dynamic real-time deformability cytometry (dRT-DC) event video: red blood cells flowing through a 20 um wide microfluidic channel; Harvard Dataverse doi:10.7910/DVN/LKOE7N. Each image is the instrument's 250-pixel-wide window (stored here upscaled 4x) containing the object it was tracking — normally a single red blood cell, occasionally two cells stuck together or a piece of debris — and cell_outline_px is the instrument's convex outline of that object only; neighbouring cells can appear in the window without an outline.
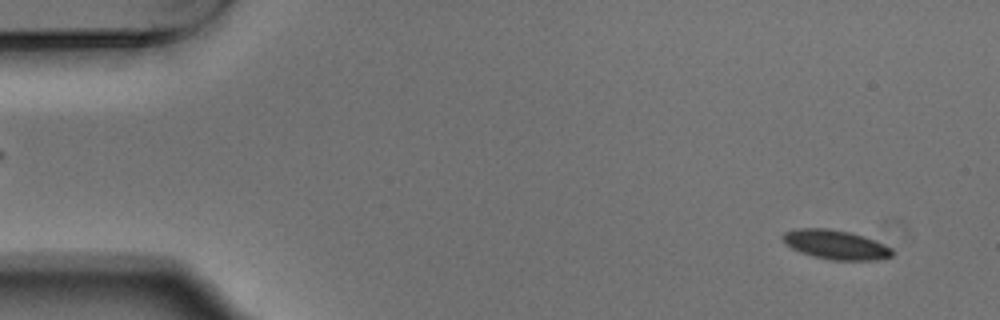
{"species": "Egyptian fruit bat (a non-hibernating species)", "species_latin": "Rousettus aegyptiacus", "temperature_condition": "warm", "stored_images_in_passage": 54, "camera_frame_rate_fps": 3000, "um_per_image_px": 0.085, "animal": {"sex": "male"}, "frame": {"image": 1, "passage_image": 3, "time_ms": 0.667, "image_size_px": [1000, 320], "cell_outline_px": [[892, 256], [880, 260], [832, 260], [812, 256], [800, 252], [784, 244], [780, 236], [784, 232], [796, 228], [828, 228], [848, 232], [864, 236], [892, 248]], "centroid_in_image_um": [70.98, 20.79], "position_along_channel_um": 14.0, "area_um2": 18.79}}
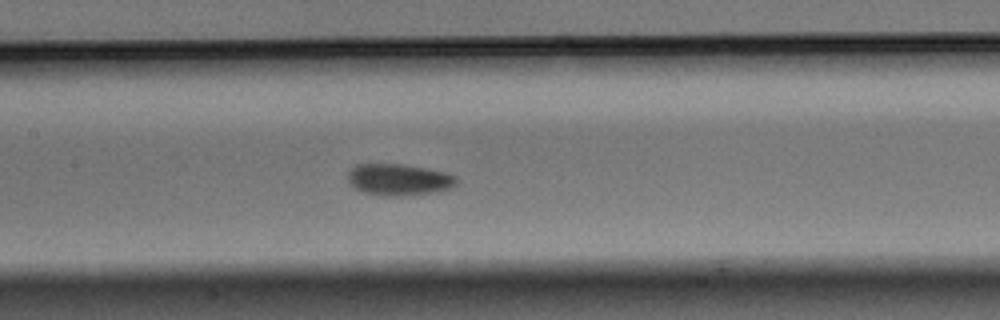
{"frame": {"image": 2, "passage_image": 25, "time_ms": 8.0, "image_size_px": [1000, 320], "cell_outline_px": [[456, 184], [452, 188], [440, 192], [400, 196], [384, 196], [364, 192], [348, 184], [348, 172], [356, 164], [404, 164], [448, 172], [456, 176]], "centroid_in_image_um": [33.93, 15.27], "position_along_channel_um": 173.5, "area_um2": 20.29}}
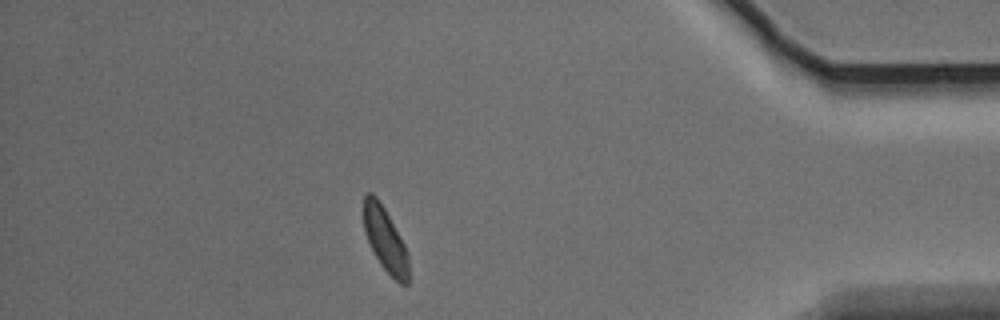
{"frame": {"image": 3, "passage_image": 47, "time_ms": 15.333, "image_size_px": [1000, 320], "cell_outline_px": [[408, 284], [400, 284], [380, 264], [364, 232], [364, 196], [368, 192], [372, 192], [380, 200], [404, 244], [408, 252]], "centroid_in_image_um": [32.74, 20.34], "position_along_channel_um": 402.5, "area_um2": 16.53}, "authors_computed_cell_mechanics": {"area_um2": 18.7561, "velocity_mm_per_s": 3.6903, "shape_relaxation_time_tau1_ms": 2.585, "shape_relaxation_time_tau2_ms": 10.4375, "deformation_change_tau1": 0.0709, "deformation_change_tau2": 0.1193}}